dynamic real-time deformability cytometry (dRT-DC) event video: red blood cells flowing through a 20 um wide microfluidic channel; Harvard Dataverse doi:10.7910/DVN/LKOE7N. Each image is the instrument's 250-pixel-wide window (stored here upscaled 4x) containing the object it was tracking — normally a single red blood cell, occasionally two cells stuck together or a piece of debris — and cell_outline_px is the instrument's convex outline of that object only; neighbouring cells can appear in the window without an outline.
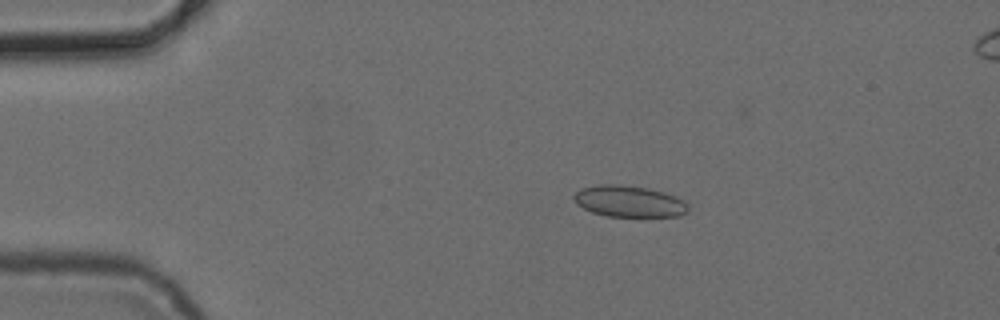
{"species": "common noctule bat (a hibernating species)", "species_latin": "Nyctalus noctula", "temperature_condition": "cold", "stored_images_in_passage": 6, "camera_frame_rate_fps": 3000, "um_per_image_px": 0.085, "animal": {"sex": "female", "body_mass_g": 24.6, "forearm_length_mm": 56.2}, "frame": {"image": 1, "passage_image": 1, "time_ms": 0.0, "image_size_px": [1000, 320], "cell_outline_px": [[688, 212], [680, 216], [608, 216], [592, 212], [576, 204], [572, 196], [580, 188], [596, 184], [620, 184], [648, 188], [664, 192], [676, 196], [684, 200], [688, 204]], "centroid_in_image_um": [53.47, 17.1], "position_along_channel_um": 31.5, "area_um2": 21.1}}
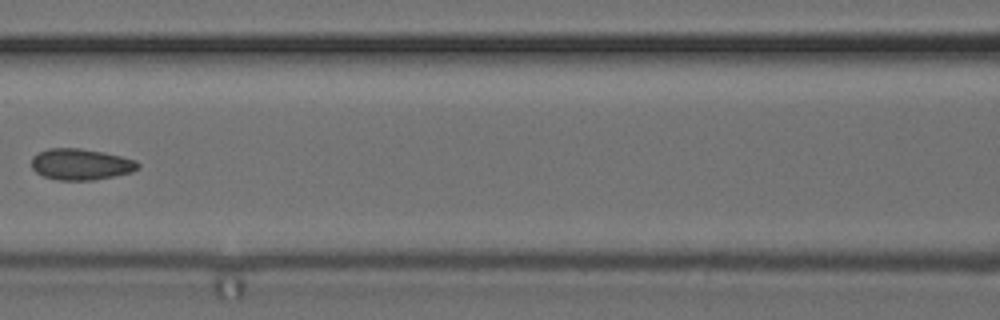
{"frame": {"image": 2, "passage_image": 5, "time_ms": 4.667, "image_size_px": [1000, 320], "cell_outline_px": [[140, 168], [132, 172], [92, 180], [56, 180], [44, 176], [36, 172], [32, 168], [32, 156], [48, 148], [80, 148], [104, 152], [136, 160], [140, 164]], "centroid_in_image_um": [6.88, 13.96], "position_along_channel_um": 159.7, "area_um2": 19.36}}
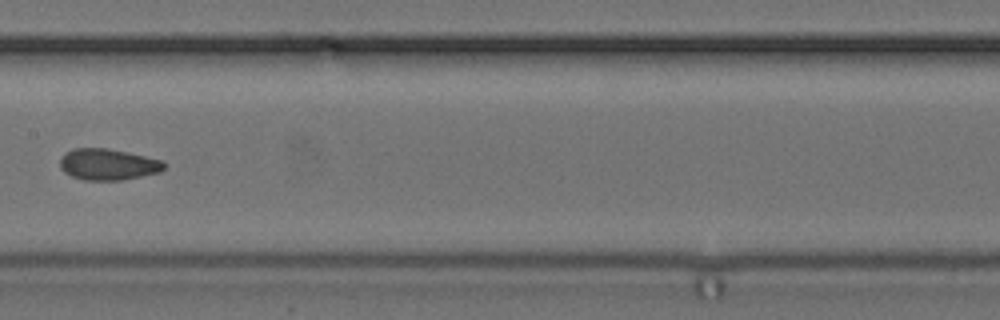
{"frame": {"image": 3, "passage_image": 6, "time_ms": 5.667, "image_size_px": [1000, 320], "cell_outline_px": [[168, 164], [160, 172], [124, 180], [84, 180], [72, 176], [64, 172], [60, 168], [60, 156], [64, 152], [72, 148], [108, 148], [128, 152], [164, 160]], "centroid_in_image_um": [9.19, 13.96], "position_along_channel_um": 198.2, "area_um2": 19.36}}